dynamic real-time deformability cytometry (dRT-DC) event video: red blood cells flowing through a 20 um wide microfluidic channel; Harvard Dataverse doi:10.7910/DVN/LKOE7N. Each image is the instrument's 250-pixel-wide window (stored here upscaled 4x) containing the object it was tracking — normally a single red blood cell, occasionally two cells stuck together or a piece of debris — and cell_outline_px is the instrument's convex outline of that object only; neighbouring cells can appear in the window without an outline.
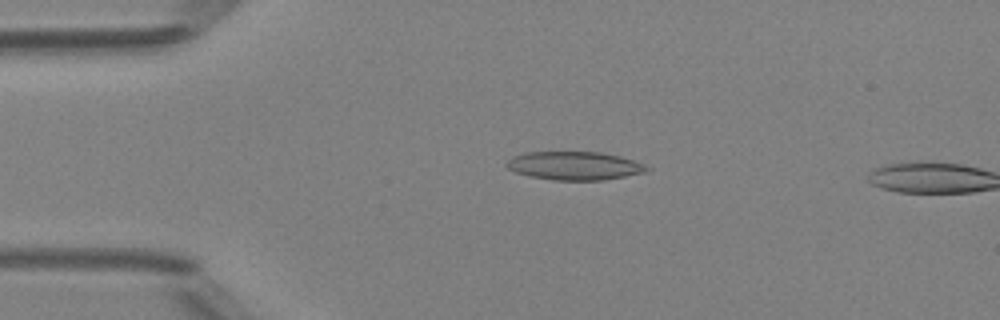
{"species": "Egyptian fruit bat (a non-hibernating species)", "species_latin": "Rousettus aegyptiacus", "temperature_condition": "room temperature", "stored_images_in_passage": 4, "camera_frame_rate_fps": 3000, "um_per_image_px": 0.085, "animal": {"sex": "female"}, "frame": {"image": 1, "passage_image": 2, "time_ms": 0.333, "image_size_px": [1000, 320], "cell_outline_px": [[652, 168], [648, 172], [604, 180], [552, 180], [528, 176], [516, 172], [508, 168], [504, 164], [512, 156], [524, 152], [600, 152], [620, 156], [644, 164]], "centroid_in_image_um": [48.84, 14.09], "position_along_channel_um": 36.2, "area_um2": 23.41}}